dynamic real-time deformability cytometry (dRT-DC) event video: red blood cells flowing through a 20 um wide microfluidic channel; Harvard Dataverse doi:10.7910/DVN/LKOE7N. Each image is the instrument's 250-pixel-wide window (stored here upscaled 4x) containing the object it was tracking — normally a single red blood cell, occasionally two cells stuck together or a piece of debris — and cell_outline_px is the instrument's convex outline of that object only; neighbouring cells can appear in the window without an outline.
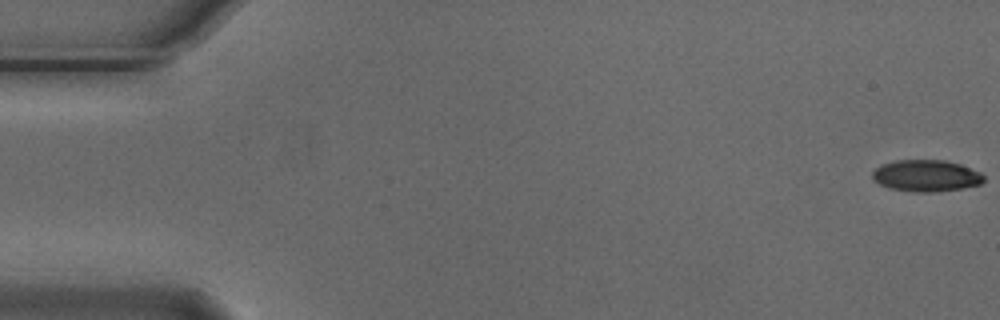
{"species": "Egyptian fruit bat (a non-hibernating species)", "species_latin": "Rousettus aegyptiacus", "temperature_condition": "cold", "stored_images_in_passage": 5, "camera_frame_rate_fps": 3000, "um_per_image_px": 0.085, "animal": {"sex": "male"}, "frame": {"image": 1, "passage_image": 1, "time_ms": 0.0, "image_size_px": [1000, 320], "cell_outline_px": [[984, 180], [980, 184], [960, 188], [932, 192], [916, 192], [888, 188], [872, 180], [872, 172], [880, 164], [896, 160], [944, 160], [960, 164], [980, 172], [984, 176]], "centroid_in_image_um": [78.68, 14.93], "position_along_channel_um": 6.3, "area_um2": 20.52}}
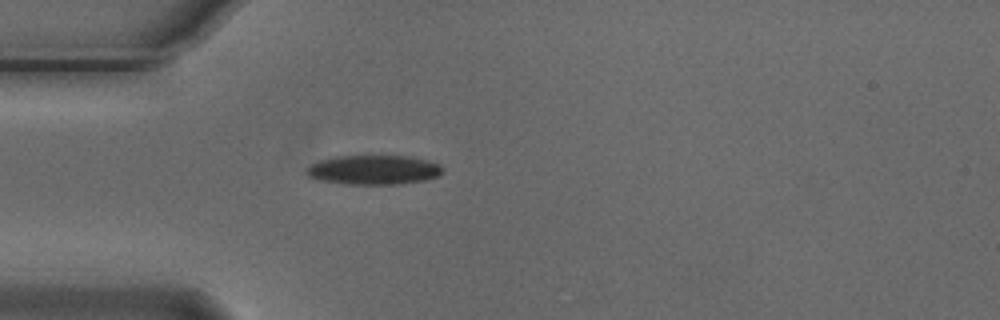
{"frame": {"image": 2, "passage_image": 5, "time_ms": 1.333, "image_size_px": [1000, 320], "cell_outline_px": [[444, 172], [440, 176], [424, 180], [400, 184], [344, 184], [320, 180], [308, 176], [304, 172], [312, 164], [320, 160], [336, 156], [408, 156], [428, 160], [440, 164], [444, 168]], "centroid_in_image_um": [31.81, 14.44], "position_along_channel_um": 53.2, "area_um2": 23.47}}